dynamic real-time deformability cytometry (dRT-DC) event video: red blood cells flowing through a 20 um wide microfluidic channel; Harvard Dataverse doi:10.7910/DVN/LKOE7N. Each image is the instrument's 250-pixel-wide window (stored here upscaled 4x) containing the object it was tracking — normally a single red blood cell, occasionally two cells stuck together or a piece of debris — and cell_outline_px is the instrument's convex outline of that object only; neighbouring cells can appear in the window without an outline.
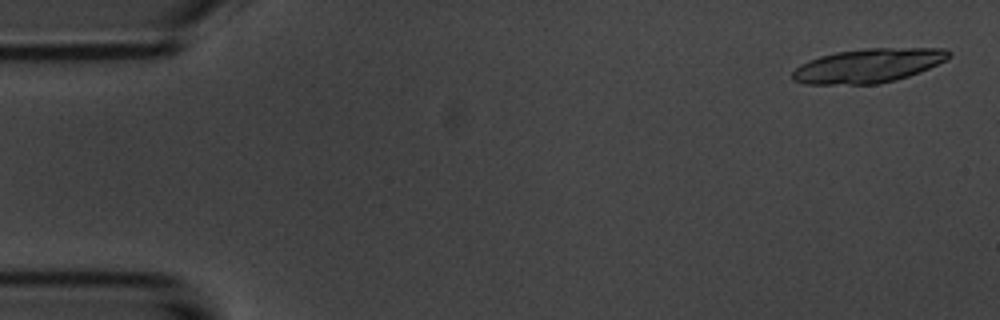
{"species": "common noctule bat (a hibernating species)", "species_latin": "Nyctalus noctula", "temperature_condition": "room temperature", "stored_images_in_passage": 10, "camera_frame_rate_fps": 3000, "um_per_image_px": 0.085, "animal": {"sex": "male", "body_mass_g": 20.1, "forearm_length_mm": 53.5}, "frame": {"image": 1, "passage_image": 2, "time_ms": 0.333, "image_size_px": [1000, 320], "cell_outline_px": [[952, 56], [920, 72], [896, 80], [880, 84], [804, 84], [792, 80], [792, 72], [800, 64], [808, 60], [820, 56], [836, 52], [868, 48], [948, 48], [952, 52]], "centroid_in_image_um": [73.8, 5.58], "position_along_channel_um": 11.2, "area_um2": 31.15}}